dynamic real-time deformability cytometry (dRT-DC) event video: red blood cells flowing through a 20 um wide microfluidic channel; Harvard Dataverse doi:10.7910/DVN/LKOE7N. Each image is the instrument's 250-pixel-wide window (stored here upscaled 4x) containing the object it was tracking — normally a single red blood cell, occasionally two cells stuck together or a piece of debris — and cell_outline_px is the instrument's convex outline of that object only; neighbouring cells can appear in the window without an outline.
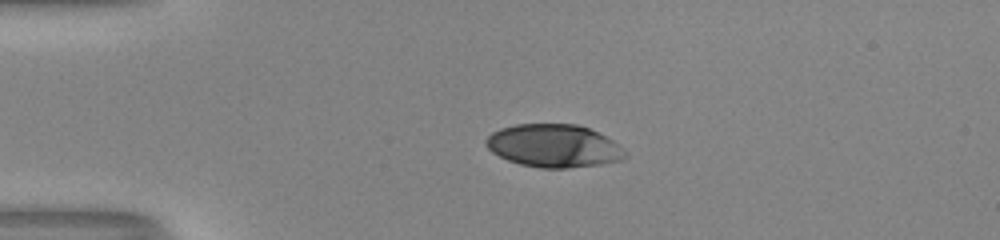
{"species": "human", "species_latin": "Homo sapiens", "temperature_condition": "room temperature", "stored_images_in_passage": 40, "camera_frame_rate_fps": 3000, "um_per_image_px": 0.085, "donor": {"sex": "male"}, "frame": {"image": 1, "passage_image": 1, "time_ms": 0.0, "image_size_px": [1000, 240], "cell_outline_px": [[628, 156], [620, 160], [600, 164], [568, 168], [540, 168], [520, 164], [508, 160], [492, 152], [484, 144], [484, 140], [492, 132], [500, 128], [516, 124], [576, 124], [588, 128], [620, 144], [628, 152]], "centroid_in_image_um": [47.07, 12.4], "position_along_channel_um": 37.9, "area_um2": 34.91}}
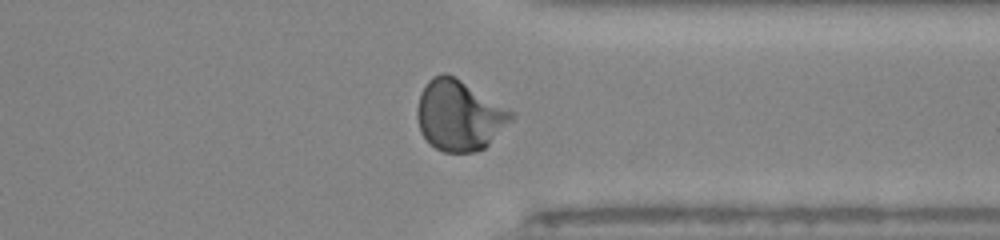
{"frame": {"image": 2, "passage_image": 29, "time_ms": 9.333, "image_size_px": [1000, 240], "cell_outline_px": [[516, 116], [484, 148], [476, 152], [444, 152], [436, 148], [420, 132], [416, 116], [416, 108], [420, 92], [428, 80], [432, 76], [444, 72], [456, 76], [516, 112]], "centroid_in_image_um": [39.04, 9.77], "position_along_channel_um": 372.4, "area_um2": 39.07}}
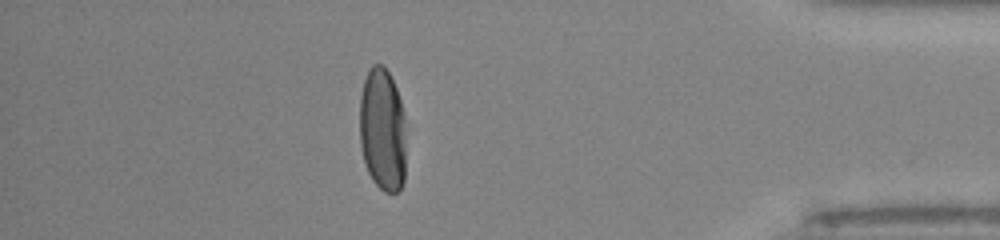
{"frame": {"image": 3, "passage_image": 34, "time_ms": 11.0, "image_size_px": [1000, 240], "cell_outline_px": [[404, 180], [400, 188], [396, 192], [384, 192], [372, 180], [364, 164], [360, 144], [360, 96], [364, 80], [372, 64], [384, 64], [396, 88], [400, 100], [404, 116]], "centroid_in_image_um": [32.49, 11.03], "position_along_channel_um": 402.7, "area_um2": 33.29}, "authors_computed_cell_mechanics": {"area_um2": 35.9805, "velocity_mm_per_s": 4.0618, "shape_relaxation_time_tau1_ms": 3.7041, "shape_relaxation_time_tau2_ms": null, "deformation_change_tau1": 0.1971, "deformation_change_tau2": null}}